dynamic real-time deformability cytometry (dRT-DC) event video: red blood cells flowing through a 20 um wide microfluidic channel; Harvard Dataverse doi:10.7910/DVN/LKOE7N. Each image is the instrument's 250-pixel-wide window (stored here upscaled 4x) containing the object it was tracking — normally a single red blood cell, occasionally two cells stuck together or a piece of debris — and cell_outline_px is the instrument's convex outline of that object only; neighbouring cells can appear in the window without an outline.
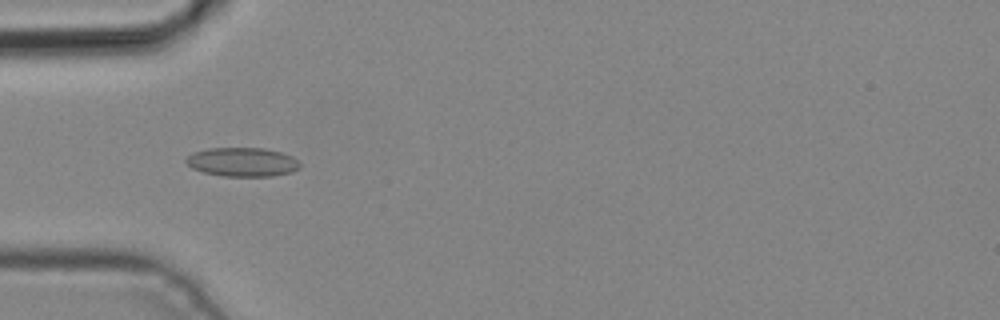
{"species": "common noctule bat (a hibernating species)", "species_latin": "Nyctalus noctula", "temperature_condition": "cold", "stored_images_in_passage": 4, "camera_frame_rate_fps": 3000, "um_per_image_px": 0.085, "animal": {"sex": "male", "body_mass_g": 19.2, "forearm_length_mm": 51.8}, "frame": {"image": 1, "passage_image": 3, "time_ms": 0.667, "image_size_px": [1000, 320], "cell_outline_px": [[300, 168], [292, 172], [272, 176], [224, 176], [204, 172], [192, 168], [184, 160], [192, 152], [208, 148], [264, 148], [280, 152], [292, 156], [300, 164]], "centroid_in_image_um": [20.6, 13.77], "position_along_channel_um": 64.4, "area_um2": 19.19}}
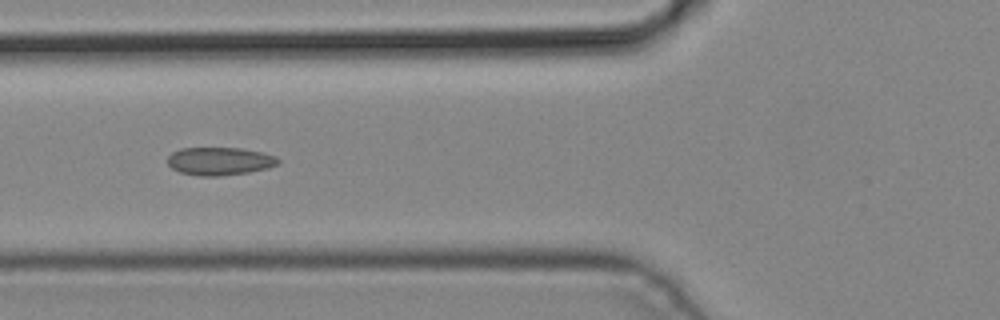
{"frame": {"image": 2, "passage_image": 4, "time_ms": 1.0, "image_size_px": [1000, 320], "cell_outline_px": [[280, 164], [268, 168], [248, 172], [220, 176], [200, 176], [180, 172], [172, 168], [168, 164], [168, 156], [172, 152], [180, 148], [240, 148], [260, 152], [276, 156], [280, 160]], "centroid_in_image_um": [18.68, 13.7], "position_along_channel_um": 107.1, "area_um2": 18.03}}